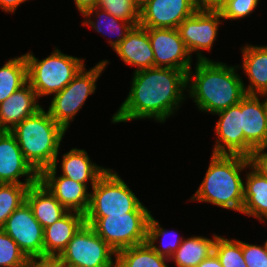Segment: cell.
Masks as SVG:
<instances>
[{"label":"cell","mask_w":267,"mask_h":267,"mask_svg":"<svg viewBox=\"0 0 267 267\" xmlns=\"http://www.w3.org/2000/svg\"><path fill=\"white\" fill-rule=\"evenodd\" d=\"M129 94L112 115V123L153 119L165 123L186 100L187 73L154 67L133 72Z\"/></svg>","instance_id":"1"},{"label":"cell","mask_w":267,"mask_h":267,"mask_svg":"<svg viewBox=\"0 0 267 267\" xmlns=\"http://www.w3.org/2000/svg\"><path fill=\"white\" fill-rule=\"evenodd\" d=\"M237 68L239 65L202 60L197 61L195 71L192 67L188 70V97L193 99L199 111L215 115L238 104L247 95Z\"/></svg>","instance_id":"2"},{"label":"cell","mask_w":267,"mask_h":267,"mask_svg":"<svg viewBox=\"0 0 267 267\" xmlns=\"http://www.w3.org/2000/svg\"><path fill=\"white\" fill-rule=\"evenodd\" d=\"M202 183L189 201L211 203L241 213L244 180L241 173L253 159L241 155L213 154Z\"/></svg>","instance_id":"3"},{"label":"cell","mask_w":267,"mask_h":267,"mask_svg":"<svg viewBox=\"0 0 267 267\" xmlns=\"http://www.w3.org/2000/svg\"><path fill=\"white\" fill-rule=\"evenodd\" d=\"M30 165L40 173L58 165V153L66 130L44 108L25 118L10 131Z\"/></svg>","instance_id":"4"},{"label":"cell","mask_w":267,"mask_h":267,"mask_svg":"<svg viewBox=\"0 0 267 267\" xmlns=\"http://www.w3.org/2000/svg\"><path fill=\"white\" fill-rule=\"evenodd\" d=\"M24 56L27 61L28 83L36 92L38 99L63 90L86 66L85 59L64 54L56 47L48 57L41 60L31 51Z\"/></svg>","instance_id":"5"},{"label":"cell","mask_w":267,"mask_h":267,"mask_svg":"<svg viewBox=\"0 0 267 267\" xmlns=\"http://www.w3.org/2000/svg\"><path fill=\"white\" fill-rule=\"evenodd\" d=\"M127 213H151L113 169H108L92 187L85 217H109Z\"/></svg>","instance_id":"6"},{"label":"cell","mask_w":267,"mask_h":267,"mask_svg":"<svg viewBox=\"0 0 267 267\" xmlns=\"http://www.w3.org/2000/svg\"><path fill=\"white\" fill-rule=\"evenodd\" d=\"M108 63L109 60H102L89 70L84 66L73 80L50 100L47 111L66 131L88 96L95 93L96 82Z\"/></svg>","instance_id":"7"},{"label":"cell","mask_w":267,"mask_h":267,"mask_svg":"<svg viewBox=\"0 0 267 267\" xmlns=\"http://www.w3.org/2000/svg\"><path fill=\"white\" fill-rule=\"evenodd\" d=\"M151 213H127L109 217H85V223L116 252L147 240Z\"/></svg>","instance_id":"8"},{"label":"cell","mask_w":267,"mask_h":267,"mask_svg":"<svg viewBox=\"0 0 267 267\" xmlns=\"http://www.w3.org/2000/svg\"><path fill=\"white\" fill-rule=\"evenodd\" d=\"M116 256L117 252L84 223L57 259L62 265L116 267Z\"/></svg>","instance_id":"9"},{"label":"cell","mask_w":267,"mask_h":267,"mask_svg":"<svg viewBox=\"0 0 267 267\" xmlns=\"http://www.w3.org/2000/svg\"><path fill=\"white\" fill-rule=\"evenodd\" d=\"M221 19L223 18L218 10H197L177 28L191 56L196 53L197 61L212 60L201 51L212 49L218 38L219 25L223 21Z\"/></svg>","instance_id":"10"},{"label":"cell","mask_w":267,"mask_h":267,"mask_svg":"<svg viewBox=\"0 0 267 267\" xmlns=\"http://www.w3.org/2000/svg\"><path fill=\"white\" fill-rule=\"evenodd\" d=\"M2 230L18 244L28 259L44 258V228L26 201L7 218Z\"/></svg>","instance_id":"11"},{"label":"cell","mask_w":267,"mask_h":267,"mask_svg":"<svg viewBox=\"0 0 267 267\" xmlns=\"http://www.w3.org/2000/svg\"><path fill=\"white\" fill-rule=\"evenodd\" d=\"M154 54L155 67L173 68L186 73L192 67V56L178 29L146 28Z\"/></svg>","instance_id":"12"},{"label":"cell","mask_w":267,"mask_h":267,"mask_svg":"<svg viewBox=\"0 0 267 267\" xmlns=\"http://www.w3.org/2000/svg\"><path fill=\"white\" fill-rule=\"evenodd\" d=\"M24 178V182L19 177ZM39 173L25 159L15 136L10 131H0V183L34 185Z\"/></svg>","instance_id":"13"},{"label":"cell","mask_w":267,"mask_h":267,"mask_svg":"<svg viewBox=\"0 0 267 267\" xmlns=\"http://www.w3.org/2000/svg\"><path fill=\"white\" fill-rule=\"evenodd\" d=\"M140 26L177 29L198 9L194 0H148L140 6Z\"/></svg>","instance_id":"14"},{"label":"cell","mask_w":267,"mask_h":267,"mask_svg":"<svg viewBox=\"0 0 267 267\" xmlns=\"http://www.w3.org/2000/svg\"><path fill=\"white\" fill-rule=\"evenodd\" d=\"M57 174V165L39 173V181L68 211L85 215L90 202V193L85 184Z\"/></svg>","instance_id":"15"},{"label":"cell","mask_w":267,"mask_h":267,"mask_svg":"<svg viewBox=\"0 0 267 267\" xmlns=\"http://www.w3.org/2000/svg\"><path fill=\"white\" fill-rule=\"evenodd\" d=\"M261 95H246L241 100V129L245 137V157L254 159L256 152L267 147V122Z\"/></svg>","instance_id":"16"},{"label":"cell","mask_w":267,"mask_h":267,"mask_svg":"<svg viewBox=\"0 0 267 267\" xmlns=\"http://www.w3.org/2000/svg\"><path fill=\"white\" fill-rule=\"evenodd\" d=\"M216 115L219 116L214 128L217 139L212 153L245 156V137L241 129V101Z\"/></svg>","instance_id":"17"},{"label":"cell","mask_w":267,"mask_h":267,"mask_svg":"<svg viewBox=\"0 0 267 267\" xmlns=\"http://www.w3.org/2000/svg\"><path fill=\"white\" fill-rule=\"evenodd\" d=\"M36 92L27 82L0 103V131H11L42 108Z\"/></svg>","instance_id":"18"},{"label":"cell","mask_w":267,"mask_h":267,"mask_svg":"<svg viewBox=\"0 0 267 267\" xmlns=\"http://www.w3.org/2000/svg\"><path fill=\"white\" fill-rule=\"evenodd\" d=\"M114 51L125 64L136 67L134 72L155 67L148 32L140 25L134 26Z\"/></svg>","instance_id":"19"},{"label":"cell","mask_w":267,"mask_h":267,"mask_svg":"<svg viewBox=\"0 0 267 267\" xmlns=\"http://www.w3.org/2000/svg\"><path fill=\"white\" fill-rule=\"evenodd\" d=\"M244 176V205L241 214L267 222V174L254 162Z\"/></svg>","instance_id":"20"},{"label":"cell","mask_w":267,"mask_h":267,"mask_svg":"<svg viewBox=\"0 0 267 267\" xmlns=\"http://www.w3.org/2000/svg\"><path fill=\"white\" fill-rule=\"evenodd\" d=\"M84 223V214L68 211L61 219L45 227L44 257L57 258Z\"/></svg>","instance_id":"21"},{"label":"cell","mask_w":267,"mask_h":267,"mask_svg":"<svg viewBox=\"0 0 267 267\" xmlns=\"http://www.w3.org/2000/svg\"><path fill=\"white\" fill-rule=\"evenodd\" d=\"M242 53L243 73L248 76L244 89L247 95L267 94V45L246 44L240 48Z\"/></svg>","instance_id":"22"},{"label":"cell","mask_w":267,"mask_h":267,"mask_svg":"<svg viewBox=\"0 0 267 267\" xmlns=\"http://www.w3.org/2000/svg\"><path fill=\"white\" fill-rule=\"evenodd\" d=\"M108 169L93 163L84 149L72 148L61 159L62 176L87 187L90 182L91 188Z\"/></svg>","instance_id":"23"},{"label":"cell","mask_w":267,"mask_h":267,"mask_svg":"<svg viewBox=\"0 0 267 267\" xmlns=\"http://www.w3.org/2000/svg\"><path fill=\"white\" fill-rule=\"evenodd\" d=\"M25 201L43 228L52 225L68 212L40 181L28 188Z\"/></svg>","instance_id":"24"},{"label":"cell","mask_w":267,"mask_h":267,"mask_svg":"<svg viewBox=\"0 0 267 267\" xmlns=\"http://www.w3.org/2000/svg\"><path fill=\"white\" fill-rule=\"evenodd\" d=\"M82 16L84 17V21L82 22L83 26H90L95 32L102 33V36L106 34L110 35V37L112 36V38L116 36L115 39L108 40L112 49H115L134 27L133 24L116 18L98 7L88 10ZM91 16H93V18L95 17V20H92L93 18Z\"/></svg>","instance_id":"25"},{"label":"cell","mask_w":267,"mask_h":267,"mask_svg":"<svg viewBox=\"0 0 267 267\" xmlns=\"http://www.w3.org/2000/svg\"><path fill=\"white\" fill-rule=\"evenodd\" d=\"M218 236L213 234V239L201 235L184 238L177 251L169 260L175 262L176 267H197L201 261L214 252Z\"/></svg>","instance_id":"26"},{"label":"cell","mask_w":267,"mask_h":267,"mask_svg":"<svg viewBox=\"0 0 267 267\" xmlns=\"http://www.w3.org/2000/svg\"><path fill=\"white\" fill-rule=\"evenodd\" d=\"M116 267H168V258L160 256L147 242L117 252Z\"/></svg>","instance_id":"27"},{"label":"cell","mask_w":267,"mask_h":267,"mask_svg":"<svg viewBox=\"0 0 267 267\" xmlns=\"http://www.w3.org/2000/svg\"><path fill=\"white\" fill-rule=\"evenodd\" d=\"M28 82L24 55L9 59L0 67V103Z\"/></svg>","instance_id":"28"},{"label":"cell","mask_w":267,"mask_h":267,"mask_svg":"<svg viewBox=\"0 0 267 267\" xmlns=\"http://www.w3.org/2000/svg\"><path fill=\"white\" fill-rule=\"evenodd\" d=\"M173 232V231H172ZM171 231L164 229L159 221L156 220L152 214L148 222L147 230V240L146 242L160 255L170 259L172 255L177 251L178 247L181 245L184 237L177 235L174 231V234ZM176 236V237H175ZM173 237V238H172ZM162 240H161V239ZM171 238L169 241L165 239ZM175 238V239H174ZM160 239V240H159ZM160 241V246H156V242Z\"/></svg>","instance_id":"29"},{"label":"cell","mask_w":267,"mask_h":267,"mask_svg":"<svg viewBox=\"0 0 267 267\" xmlns=\"http://www.w3.org/2000/svg\"><path fill=\"white\" fill-rule=\"evenodd\" d=\"M31 185L0 183V228L7 218L25 202L26 192Z\"/></svg>","instance_id":"30"},{"label":"cell","mask_w":267,"mask_h":267,"mask_svg":"<svg viewBox=\"0 0 267 267\" xmlns=\"http://www.w3.org/2000/svg\"><path fill=\"white\" fill-rule=\"evenodd\" d=\"M214 253L223 267H247L242 252V241L218 236Z\"/></svg>","instance_id":"31"},{"label":"cell","mask_w":267,"mask_h":267,"mask_svg":"<svg viewBox=\"0 0 267 267\" xmlns=\"http://www.w3.org/2000/svg\"><path fill=\"white\" fill-rule=\"evenodd\" d=\"M96 7L134 26L140 24V7L135 0H98Z\"/></svg>","instance_id":"32"},{"label":"cell","mask_w":267,"mask_h":267,"mask_svg":"<svg viewBox=\"0 0 267 267\" xmlns=\"http://www.w3.org/2000/svg\"><path fill=\"white\" fill-rule=\"evenodd\" d=\"M27 262L18 244L0 228V267H26Z\"/></svg>","instance_id":"33"},{"label":"cell","mask_w":267,"mask_h":267,"mask_svg":"<svg viewBox=\"0 0 267 267\" xmlns=\"http://www.w3.org/2000/svg\"><path fill=\"white\" fill-rule=\"evenodd\" d=\"M260 0H225L218 9L223 20H240L252 14Z\"/></svg>","instance_id":"34"},{"label":"cell","mask_w":267,"mask_h":267,"mask_svg":"<svg viewBox=\"0 0 267 267\" xmlns=\"http://www.w3.org/2000/svg\"><path fill=\"white\" fill-rule=\"evenodd\" d=\"M242 252L247 267H267L265 245L249 244L242 241Z\"/></svg>","instance_id":"35"},{"label":"cell","mask_w":267,"mask_h":267,"mask_svg":"<svg viewBox=\"0 0 267 267\" xmlns=\"http://www.w3.org/2000/svg\"><path fill=\"white\" fill-rule=\"evenodd\" d=\"M26 267H62V264L57 258H30Z\"/></svg>","instance_id":"36"},{"label":"cell","mask_w":267,"mask_h":267,"mask_svg":"<svg viewBox=\"0 0 267 267\" xmlns=\"http://www.w3.org/2000/svg\"><path fill=\"white\" fill-rule=\"evenodd\" d=\"M225 0H194L198 10H218Z\"/></svg>","instance_id":"37"},{"label":"cell","mask_w":267,"mask_h":267,"mask_svg":"<svg viewBox=\"0 0 267 267\" xmlns=\"http://www.w3.org/2000/svg\"><path fill=\"white\" fill-rule=\"evenodd\" d=\"M27 1L28 0H0V8L5 13H14L20 4Z\"/></svg>","instance_id":"38"},{"label":"cell","mask_w":267,"mask_h":267,"mask_svg":"<svg viewBox=\"0 0 267 267\" xmlns=\"http://www.w3.org/2000/svg\"><path fill=\"white\" fill-rule=\"evenodd\" d=\"M253 161L267 174V147L257 151Z\"/></svg>","instance_id":"39"},{"label":"cell","mask_w":267,"mask_h":267,"mask_svg":"<svg viewBox=\"0 0 267 267\" xmlns=\"http://www.w3.org/2000/svg\"><path fill=\"white\" fill-rule=\"evenodd\" d=\"M77 10L83 15L97 6L98 0H74Z\"/></svg>","instance_id":"40"},{"label":"cell","mask_w":267,"mask_h":267,"mask_svg":"<svg viewBox=\"0 0 267 267\" xmlns=\"http://www.w3.org/2000/svg\"><path fill=\"white\" fill-rule=\"evenodd\" d=\"M197 267H223L216 256V254L213 252L209 257L205 258L203 261H201Z\"/></svg>","instance_id":"41"},{"label":"cell","mask_w":267,"mask_h":267,"mask_svg":"<svg viewBox=\"0 0 267 267\" xmlns=\"http://www.w3.org/2000/svg\"><path fill=\"white\" fill-rule=\"evenodd\" d=\"M262 99L263 97H265L264 99V113H265V117H266V122H267V94H263L261 95Z\"/></svg>","instance_id":"42"},{"label":"cell","mask_w":267,"mask_h":267,"mask_svg":"<svg viewBox=\"0 0 267 267\" xmlns=\"http://www.w3.org/2000/svg\"><path fill=\"white\" fill-rule=\"evenodd\" d=\"M147 1L148 0H137V5L140 7L141 5H143Z\"/></svg>","instance_id":"43"},{"label":"cell","mask_w":267,"mask_h":267,"mask_svg":"<svg viewBox=\"0 0 267 267\" xmlns=\"http://www.w3.org/2000/svg\"><path fill=\"white\" fill-rule=\"evenodd\" d=\"M62 267H80V266L62 265Z\"/></svg>","instance_id":"44"},{"label":"cell","mask_w":267,"mask_h":267,"mask_svg":"<svg viewBox=\"0 0 267 267\" xmlns=\"http://www.w3.org/2000/svg\"><path fill=\"white\" fill-rule=\"evenodd\" d=\"M264 245H265V248H266V251H267V240L264 242Z\"/></svg>","instance_id":"45"}]
</instances>
